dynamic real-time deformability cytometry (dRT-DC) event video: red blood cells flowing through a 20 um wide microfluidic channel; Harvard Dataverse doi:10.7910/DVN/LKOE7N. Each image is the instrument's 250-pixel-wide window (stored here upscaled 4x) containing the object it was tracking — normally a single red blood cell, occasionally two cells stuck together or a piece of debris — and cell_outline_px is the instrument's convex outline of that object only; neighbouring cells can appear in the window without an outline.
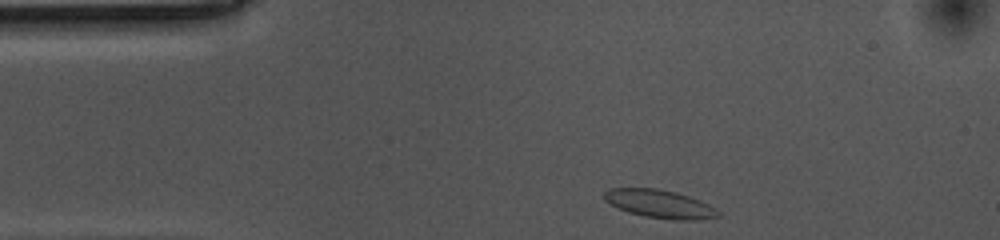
{"species": "common noctule bat (a hibernating species)", "species_latin": "Nyctalus noctula", "temperature_condition": "cold", "stored_images_in_passage": 35, "camera_frame_rate_fps": 3000, "um_per_image_px": 0.085, "animal": {"sex": "female", "body_mass_g": 10.0, "forearm_length_mm": 53.1}, "frame": {"image": 1, "passage_image": 1, "time_ms": 0.0, "image_size_px": [1000, 240], "cell_outline_px": [[720, 216], [700, 220], [672, 220], [644, 216], [628, 212], [616, 208], [604, 200], [604, 192], [608, 188], [656, 188], [676, 192], [700, 200], [716, 208], [720, 212]], "centroid_in_image_um": [56.07, 17.34], "position_along_channel_um": 28.9, "area_um2": 18.96}}
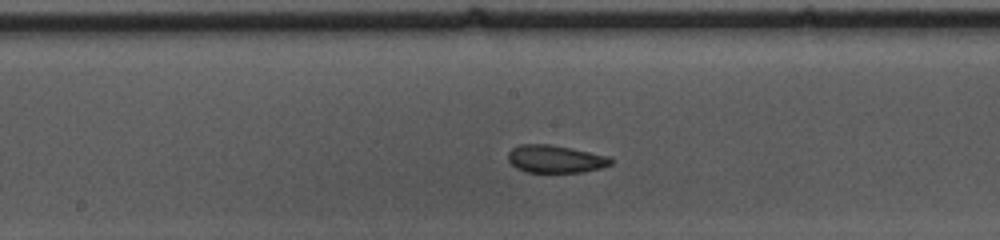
{"frame": {"image": 2, "passage_image": 19, "time_ms": 6.0, "image_size_px": [1000, 240], "cell_outline_px": [[616, 160], [612, 164], [600, 168], [584, 172], [528, 172], [516, 168], [508, 160], [508, 152], [512, 148], [520, 144], [548, 144], [572, 148], [612, 156]], "centroid_in_image_um": [47.27, 13.51], "position_along_channel_um": 200.9, "area_um2": 16.82}}
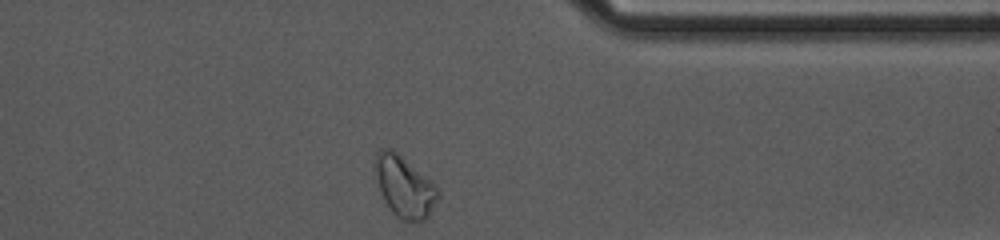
{"frame": {"image": 3, "passage_image": 35, "time_ms": 11.333, "image_size_px": [1000, 240], "cell_outline_px": [[440, 192], [428, 216], [424, 220], [404, 220], [396, 216], [384, 200], [376, 176], [376, 152], [380, 148], [392, 148], [436, 184]], "centroid_in_image_um": [34.39, 15.83], "position_along_channel_um": 377.0, "area_um2": 21.91}, "authors_computed_cell_mechanics": {"area_um2": 17.1088, "velocity_mm_per_s": 3.5083, "shape_relaxation_time_tau1_ms": 7.7778, "shape_relaxation_time_tau2_ms": 2.313, "deformation_change_tau1": 0.1192, "deformation_change_tau2": 0.0673}}